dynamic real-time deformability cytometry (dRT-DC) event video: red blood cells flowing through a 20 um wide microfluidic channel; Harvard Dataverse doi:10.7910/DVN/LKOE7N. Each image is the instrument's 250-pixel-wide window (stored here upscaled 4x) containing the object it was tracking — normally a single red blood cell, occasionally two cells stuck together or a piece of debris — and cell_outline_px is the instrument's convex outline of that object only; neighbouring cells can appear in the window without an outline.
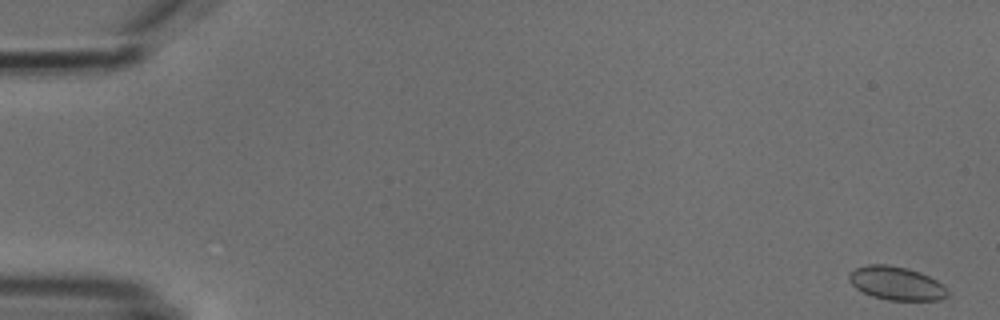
{"species": "common noctule bat (a hibernating species)", "species_latin": "Nyctalus noctula", "temperature_condition": "cold", "stored_images_in_passage": 6, "camera_frame_rate_fps": 3000, "um_per_image_px": 0.085, "animal": {"sex": "male", "body_mass_g": 18.8}, "frame": {"image": 1, "passage_image": 1, "time_ms": 0.0, "image_size_px": [1000, 320], "cell_outline_px": [[948, 296], [940, 300], [888, 300], [872, 296], [856, 288], [848, 280], [848, 276], [856, 268], [868, 264], [888, 264], [908, 268], [920, 272], [936, 280], [948, 292]], "centroid_in_image_um": [76.18, 24.07], "position_along_channel_um": 8.8, "area_um2": 19.07}}
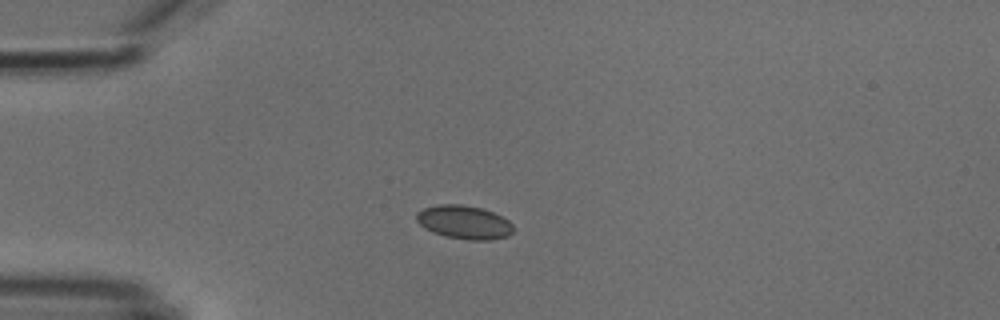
{"frame": {"image": 2, "passage_image": 4, "time_ms": 4.333, "image_size_px": [1000, 320], "cell_outline_px": [[516, 228], [508, 236], [492, 240], [468, 240], [444, 236], [432, 232], [424, 228], [416, 220], [416, 212], [424, 208], [440, 204], [460, 204], [484, 208], [508, 220]], "centroid_in_image_um": [39.46, 18.89], "position_along_channel_um": 45.5, "area_um2": 19.13}}
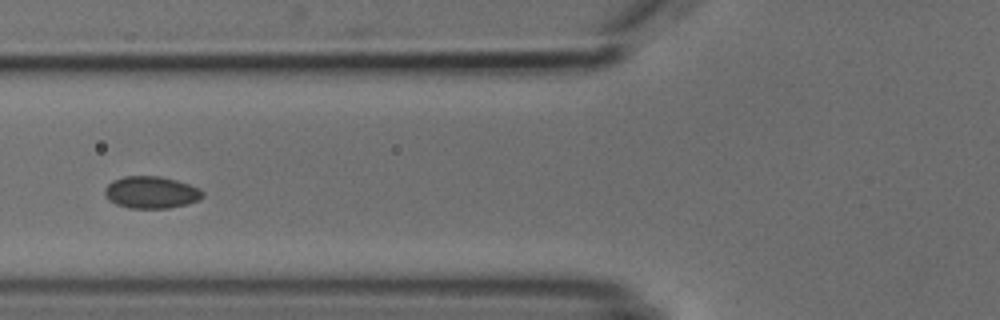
{"frame": {"image": 3, "passage_image": 6, "time_ms": 6.667, "image_size_px": [1000, 320], "cell_outline_px": [[204, 196], [200, 200], [188, 204], [168, 208], [128, 208], [116, 204], [108, 200], [104, 192], [104, 188], [112, 180], [124, 176], [160, 176], [176, 180], [200, 188], [204, 192]], "centroid_in_image_um": [12.86, 16.35], "position_along_channel_um": 112.9, "area_um2": 18.5}}